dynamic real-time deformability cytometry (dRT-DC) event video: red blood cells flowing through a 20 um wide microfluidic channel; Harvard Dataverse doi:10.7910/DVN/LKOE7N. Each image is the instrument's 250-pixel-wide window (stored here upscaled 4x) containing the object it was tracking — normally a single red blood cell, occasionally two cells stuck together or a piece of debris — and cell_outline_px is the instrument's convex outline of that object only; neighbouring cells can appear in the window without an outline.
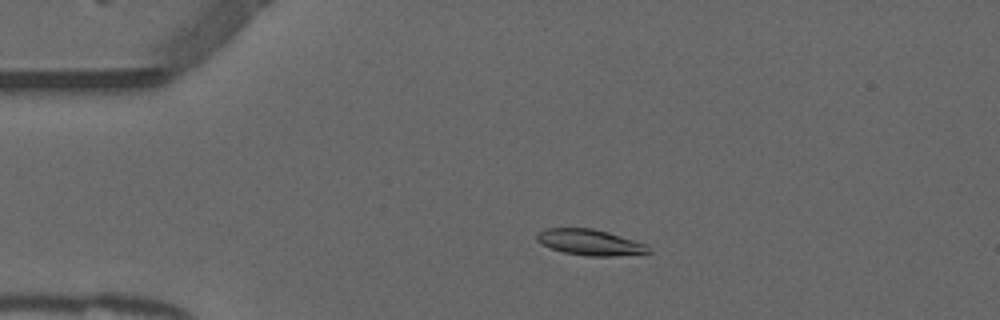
{"species": "common noctule bat (a hibernating species)", "species_latin": "Nyctalus noctula", "temperature_condition": "warm", "stored_images_in_passage": 52, "camera_frame_rate_fps": 3000, "um_per_image_px": 0.085, "animal": {"sex": "male", "forearm_length_mm": 52.5}, "frame": {"image": 1, "passage_image": 11, "time_ms": 3.333, "image_size_px": [1000, 320], "cell_outline_px": [[652, 252], [612, 256], [588, 256], [564, 252], [540, 244], [536, 240], [536, 232], [544, 228], [592, 228], [608, 232], [644, 244]], "centroid_in_image_um": [50.05, 20.58], "position_along_channel_um": 34.9, "area_um2": 16.65}}
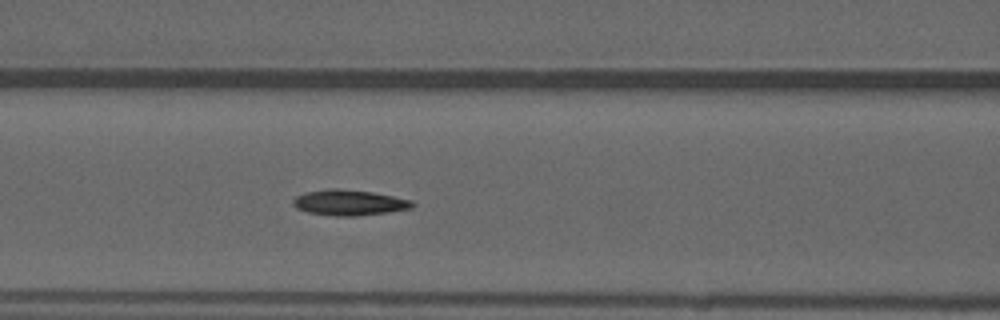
{"frame": {"image": 2, "passage_image": 22, "time_ms": 7.0, "image_size_px": [1000, 320], "cell_outline_px": [[416, 204], [412, 208], [388, 212], [356, 216], [336, 216], [308, 212], [296, 208], [292, 204], [292, 200], [296, 196], [304, 192], [328, 188], [340, 188], [372, 192], [412, 200]], "centroid_in_image_um": [29.66, 17.21], "position_along_channel_um": 136.9, "area_um2": 17.92}}
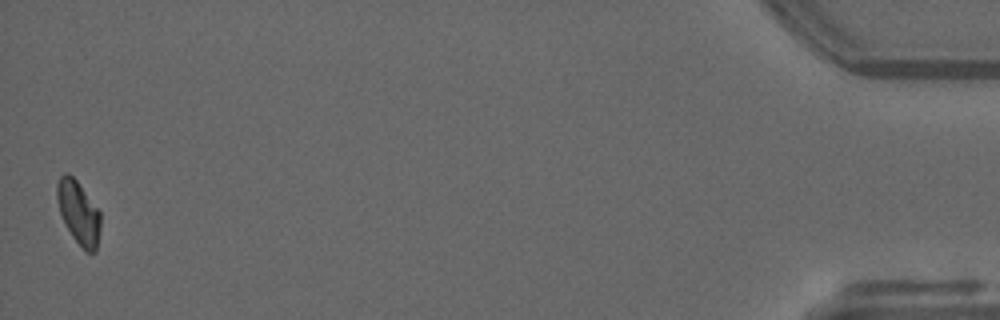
{"frame": {"image": 3, "passage_image": 52, "time_ms": 17.0, "image_size_px": [1000, 320], "cell_outline_px": [[100, 228], [96, 252], [84, 252], [72, 236], [64, 224], [60, 212], [56, 196], [56, 184], [60, 176], [64, 172], [68, 172], [76, 180], [100, 212]], "centroid_in_image_um": [6.66, 18.08], "position_along_channel_um": 428.5, "area_um2": 16.07}, "authors_computed_cell_mechanics": {"area_um2": 17.051, "velocity_mm_per_s": 3.8925, "shape_relaxation_time_tau1_ms": null, "shape_relaxation_time_tau2_ms": 10.0459, "deformation_change_tau1": null, "deformation_change_tau2": 0.1686}}